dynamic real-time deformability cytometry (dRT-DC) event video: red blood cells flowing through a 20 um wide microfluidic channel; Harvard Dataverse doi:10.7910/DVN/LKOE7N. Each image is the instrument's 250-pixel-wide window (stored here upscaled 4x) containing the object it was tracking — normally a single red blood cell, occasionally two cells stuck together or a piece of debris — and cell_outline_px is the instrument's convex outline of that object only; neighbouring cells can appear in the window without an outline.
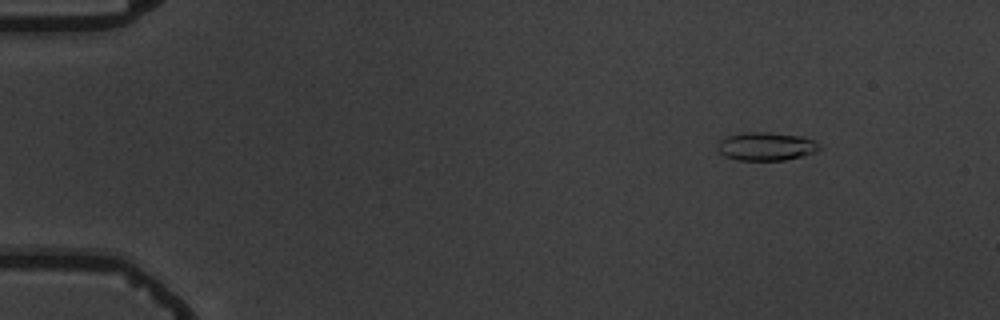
{"species": "common noctule bat (a hibernating species)", "species_latin": "Nyctalus noctula", "temperature_condition": "warm", "stored_images_in_passage": 4, "camera_frame_rate_fps": 3000, "um_per_image_px": 0.085, "animal": {"sex": "male", "body_mass_g": 19.5, "forearm_length_mm": 54.6}, "frame": {"image": 1, "passage_image": 1, "time_ms": 0.0, "image_size_px": [1000, 320], "cell_outline_px": [[820, 148], [816, 152], [784, 160], [736, 160], [724, 156], [716, 148], [720, 140], [728, 136], [744, 132], [768, 132], [800, 136], [812, 140], [820, 144]], "centroid_in_image_um": [65.09, 12.44], "position_along_channel_um": 19.9, "area_um2": 16.7}}